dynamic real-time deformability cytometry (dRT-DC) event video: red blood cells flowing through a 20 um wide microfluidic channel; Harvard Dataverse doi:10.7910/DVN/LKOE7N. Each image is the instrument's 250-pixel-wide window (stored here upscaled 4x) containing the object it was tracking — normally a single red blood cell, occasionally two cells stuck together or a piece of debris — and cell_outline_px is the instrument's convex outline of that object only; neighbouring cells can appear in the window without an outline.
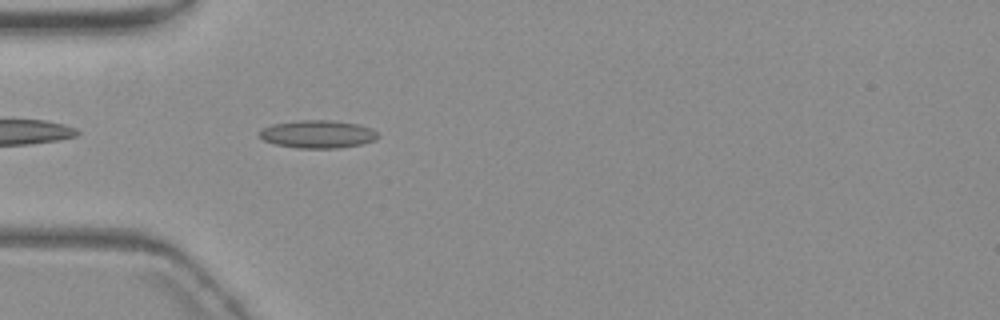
{"species": "common noctule bat (a hibernating species)", "species_latin": "Nyctalus noctula", "temperature_condition": "warm", "stored_images_in_passage": 42, "camera_frame_rate_fps": 3000, "um_per_image_px": 0.085, "animal": {"sex": "female", "body_mass_g": 19.3, "forearm_length_mm": 54.1}, "frame": {"image": 1, "passage_image": 3, "time_ms": 0.667, "image_size_px": [1000, 320], "cell_outline_px": [[380, 136], [376, 140], [360, 144], [336, 148], [296, 148], [276, 144], [264, 140], [260, 136], [260, 128], [272, 124], [296, 120], [332, 120], [356, 124], [372, 128]], "centroid_in_image_um": [27.0, 11.39], "position_along_channel_um": 58.0, "area_um2": 19.25}}
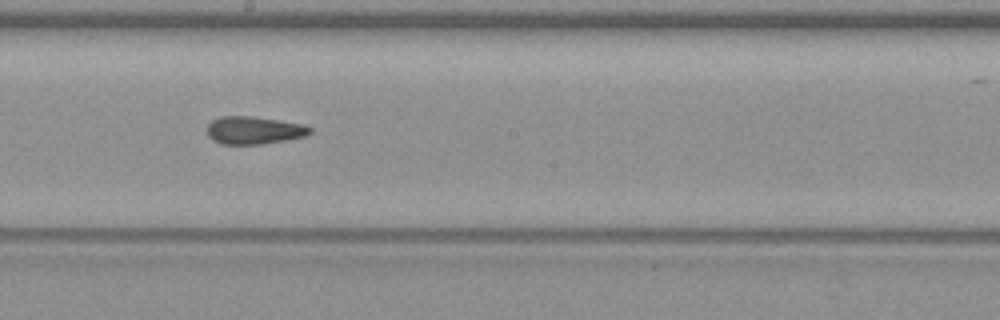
{"frame": {"image": 2, "passage_image": 17, "time_ms": 5.333, "image_size_px": [1000, 320], "cell_outline_px": [[312, 132], [304, 136], [284, 140], [260, 144], [220, 144], [212, 140], [208, 136], [208, 124], [212, 120], [220, 116], [252, 116], [304, 124], [312, 128]], "centroid_in_image_um": [21.57, 11.07], "position_along_channel_um": 226.6, "area_um2": 16.59}}
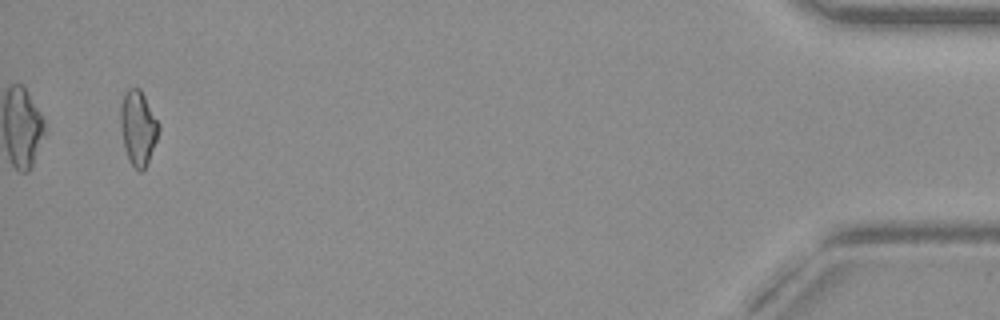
{"frame": {"image": 3, "passage_image": 40, "time_ms": 13.0, "image_size_px": [1000, 320], "cell_outline_px": [[160, 128], [156, 140], [148, 160], [144, 168], [140, 172], [128, 160], [124, 148], [120, 124], [120, 108], [124, 92], [128, 88], [140, 88], [160, 124]], "centroid_in_image_um": [11.72, 10.83], "position_along_channel_um": 423.5, "area_um2": 16.53}, "authors_computed_cell_mechanics": {"area_um2": 16.8198, "velocity_mm_per_s": 3.6961, "shape_relaxation_time_tau1_ms": null, "shape_relaxation_time_tau2_ms": 2.5972, "deformation_change_tau1": null, "deformation_change_tau2": 0.1149}}